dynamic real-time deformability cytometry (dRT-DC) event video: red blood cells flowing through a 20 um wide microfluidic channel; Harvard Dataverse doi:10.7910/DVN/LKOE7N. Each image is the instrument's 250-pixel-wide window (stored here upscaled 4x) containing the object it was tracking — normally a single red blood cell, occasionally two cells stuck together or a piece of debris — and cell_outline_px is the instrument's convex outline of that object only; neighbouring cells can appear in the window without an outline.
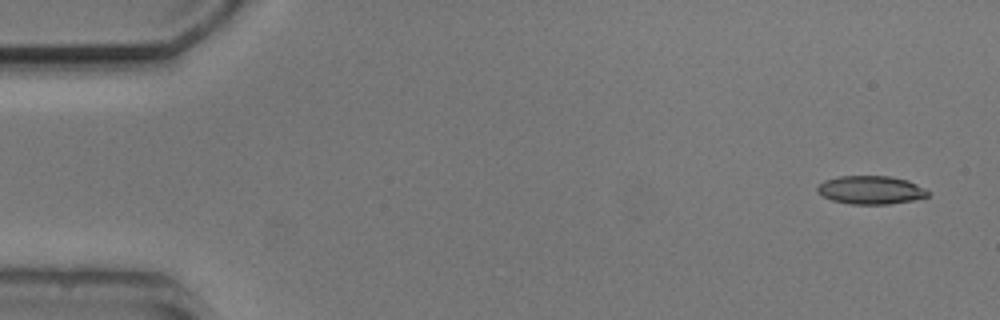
{"species": "common noctule bat (a hibernating species)", "species_latin": "Nyctalus noctula", "temperature_condition": "cold", "stored_images_in_passage": 4, "camera_frame_rate_fps": 3000, "um_per_image_px": 0.085, "animal": {"sex": "male", "body_mass_g": 20.5, "forearm_length_mm": 52.5}, "frame": {"image": 1, "passage_image": 1, "time_ms": 0.0, "image_size_px": [1000, 320], "cell_outline_px": [[928, 196], [912, 200], [888, 204], [852, 204], [832, 200], [816, 192], [816, 188], [824, 180], [840, 176], [888, 176], [908, 180], [924, 188], [928, 192]], "centroid_in_image_um": [73.99, 16.14], "position_along_channel_um": 11.0, "area_um2": 18.09}}
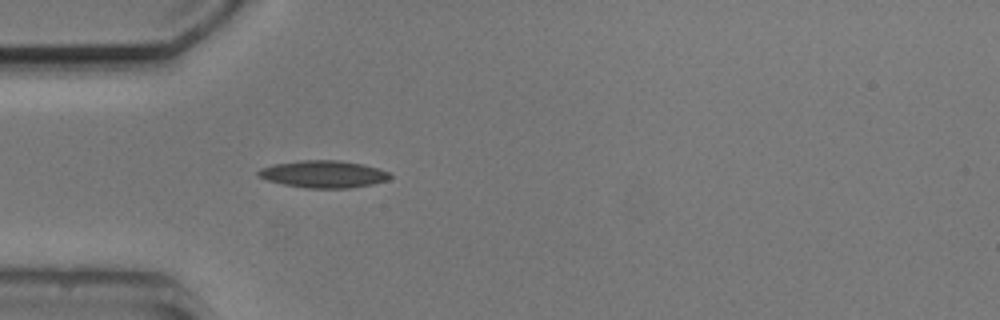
{"frame": {"image": 2, "passage_image": 4, "time_ms": 4.333, "image_size_px": [1000, 320], "cell_outline_px": [[392, 176], [388, 180], [372, 184], [348, 188], [308, 188], [284, 184], [268, 180], [256, 176], [256, 172], [260, 168], [272, 164], [300, 160], [340, 160], [364, 164], [380, 168], [388, 172]], "centroid_in_image_um": [27.49, 14.79], "position_along_channel_um": 57.5, "area_um2": 21.04}}